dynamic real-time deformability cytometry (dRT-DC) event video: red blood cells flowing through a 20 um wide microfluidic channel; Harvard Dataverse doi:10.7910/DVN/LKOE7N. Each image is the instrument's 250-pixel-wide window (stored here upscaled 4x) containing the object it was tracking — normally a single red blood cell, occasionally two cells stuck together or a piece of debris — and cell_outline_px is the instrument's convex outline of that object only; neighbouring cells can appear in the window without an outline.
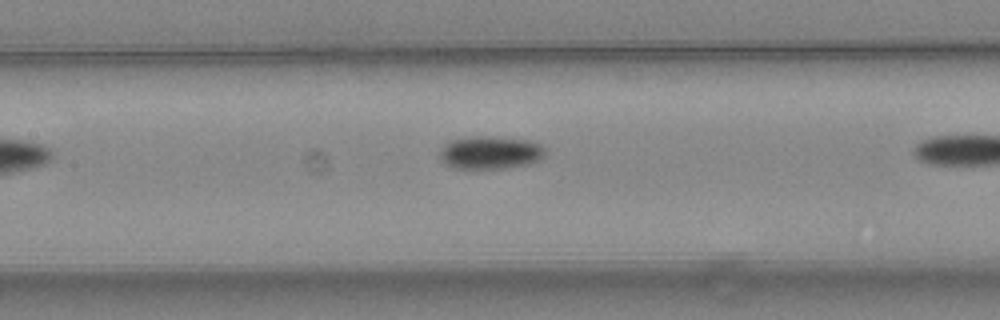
{"species": "common noctule bat (a hibernating species)", "species_latin": "Nyctalus noctula", "temperature_condition": "warm", "stored_images_in_passage": 7, "camera_frame_rate_fps": 3000, "um_per_image_px": 0.085, "animal": {"sex": "female", "body_mass_g": 24.6, "forearm_length_mm": 56.2}, "frame": {"image": 1, "passage_image": 6, "time_ms": 1.667, "image_size_px": [1000, 320], "cell_outline_px": [[544, 156], [540, 160], [528, 164], [508, 168], [456, 168], [440, 160], [440, 152], [452, 140], [476, 136], [492, 136], [528, 140], [540, 144], [544, 148]], "centroid_in_image_um": [41.73, 12.97], "position_along_channel_um": 165.7, "area_um2": 19.94}}